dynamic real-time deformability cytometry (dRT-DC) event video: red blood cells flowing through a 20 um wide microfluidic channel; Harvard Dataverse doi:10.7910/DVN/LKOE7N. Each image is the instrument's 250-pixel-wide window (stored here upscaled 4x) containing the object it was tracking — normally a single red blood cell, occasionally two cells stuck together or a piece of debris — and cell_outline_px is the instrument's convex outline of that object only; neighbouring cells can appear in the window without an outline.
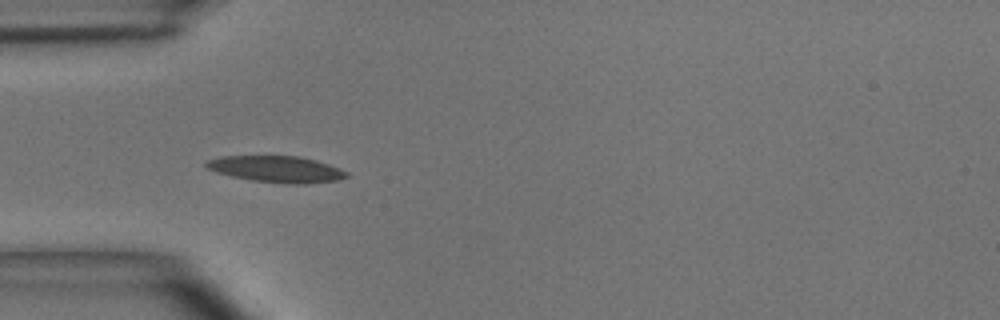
{"species": "common noctule bat (a hibernating species)", "species_latin": "Nyctalus noctula", "temperature_condition": "room temperature", "stored_images_in_passage": 36, "camera_frame_rate_fps": 3000, "um_per_image_px": 0.085, "animal": {"sex": "male", "body_mass_g": 15.6}, "frame": {"image": 1, "passage_image": 1, "time_ms": 0.0, "image_size_px": [1000, 320], "cell_outline_px": [[348, 176], [336, 180], [304, 184], [292, 184], [252, 180], [232, 176], [216, 172], [208, 168], [204, 164], [204, 160], [220, 156], [300, 156], [316, 160], [340, 168], [348, 172]], "centroid_in_image_um": [23.48, 14.36], "position_along_channel_um": 61.5, "area_um2": 21.56}}
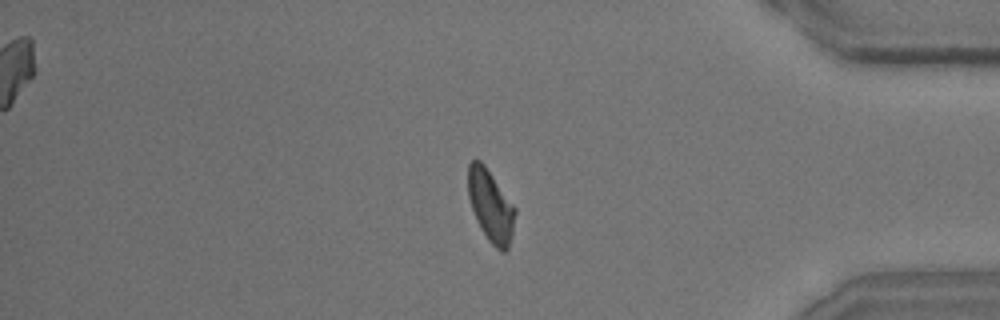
{"frame": {"image": 2, "passage_image": 28, "time_ms": 9.0, "image_size_px": [1000, 320], "cell_outline_px": [[516, 212], [512, 236], [508, 248], [504, 252], [500, 252], [488, 240], [480, 228], [476, 220], [468, 196], [468, 164], [472, 160], [480, 160], [484, 164], [516, 208]], "centroid_in_image_um": [41.71, 17.51], "position_along_channel_um": 393.5, "area_um2": 19.71}}
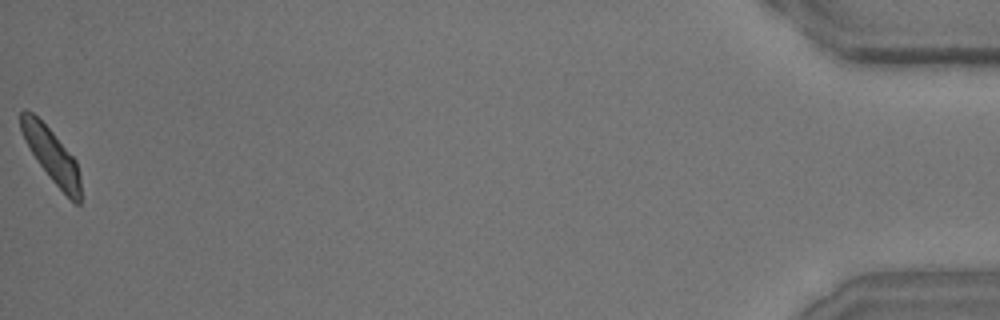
{"frame": {"image": 3, "passage_image": 36, "time_ms": 11.667, "image_size_px": [1000, 320], "cell_outline_px": [[80, 204], [76, 204], [52, 180], [40, 164], [24, 140], [20, 128], [20, 112], [24, 108], [32, 112], [52, 132], [76, 160], [80, 176]], "centroid_in_image_um": [4.37, 13.16], "position_along_channel_um": 430.8, "area_um2": 18.21}, "authors_computed_cell_mechanics": {"area_um2": 19.7965, "velocity_mm_per_s": 3.9985, "shape_relaxation_time_tau1_ms": 5.9546, "shape_relaxation_time_tau2_ms": 3.214, "deformation_change_tau1": 0.1773, "deformation_change_tau2": 0.1016}}